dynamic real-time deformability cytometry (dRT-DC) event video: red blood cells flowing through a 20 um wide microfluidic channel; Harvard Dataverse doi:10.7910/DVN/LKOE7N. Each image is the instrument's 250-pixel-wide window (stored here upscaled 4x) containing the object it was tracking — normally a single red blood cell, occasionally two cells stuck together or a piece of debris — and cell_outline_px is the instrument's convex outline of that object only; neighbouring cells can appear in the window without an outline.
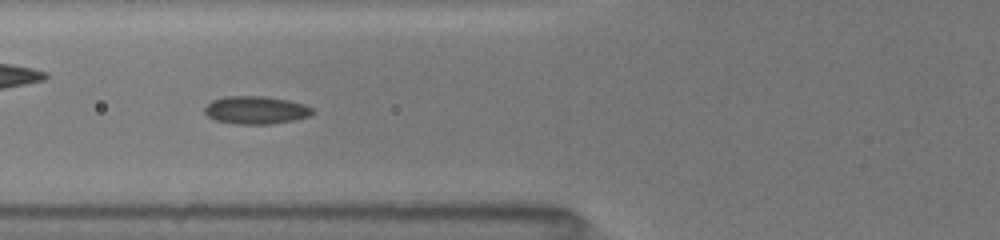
{"species": "common noctule bat (a hibernating species)", "species_latin": "Nyctalus noctula", "temperature_condition": "room temperature", "stored_images_in_passage": 47, "camera_frame_rate_fps": 3000, "um_per_image_px": 0.085, "animal": {"sex": "female", "body_mass_g": 19.5, "forearm_length_mm": 54.1}, "frame": {"image": 1, "passage_image": 21, "time_ms": 6.667, "image_size_px": [1000, 240], "cell_outline_px": [[312, 116], [292, 120], [268, 124], [236, 124], [216, 120], [208, 116], [204, 112], [204, 108], [212, 100], [224, 96], [264, 96], [288, 100], [304, 104], [312, 108]], "centroid_in_image_um": [21.74, 9.35], "position_along_channel_um": 104.1, "area_um2": 17.46}}
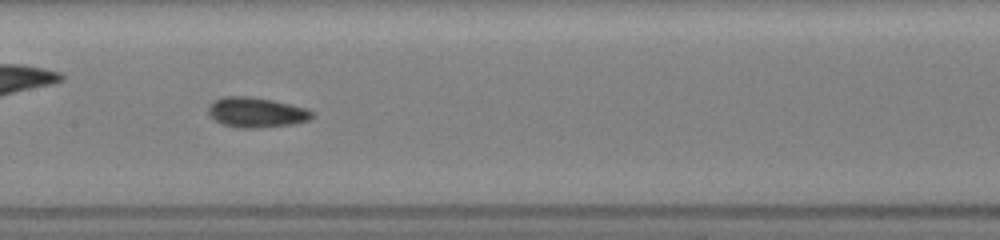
{"frame": {"image": 2, "passage_image": 27, "time_ms": 8.667, "image_size_px": [1000, 240], "cell_outline_px": [[312, 116], [308, 120], [292, 124], [252, 128], [240, 128], [224, 124], [216, 120], [208, 112], [208, 108], [216, 100], [224, 96], [248, 96], [272, 100], [304, 108], [312, 112]], "centroid_in_image_um": [21.77, 9.55], "position_along_channel_um": 185.6, "area_um2": 17.63}, "authors_computed_cell_mechanics": {"area_um2": 17.1088, "velocity_mm_per_s": 4.0641, "shape_relaxation_time_tau1_ms": 5.7007, "shape_relaxation_time_tau2_ms": 1.669, "deformation_change_tau1": 0.0937, "deformation_change_tau2": 0.0665}}